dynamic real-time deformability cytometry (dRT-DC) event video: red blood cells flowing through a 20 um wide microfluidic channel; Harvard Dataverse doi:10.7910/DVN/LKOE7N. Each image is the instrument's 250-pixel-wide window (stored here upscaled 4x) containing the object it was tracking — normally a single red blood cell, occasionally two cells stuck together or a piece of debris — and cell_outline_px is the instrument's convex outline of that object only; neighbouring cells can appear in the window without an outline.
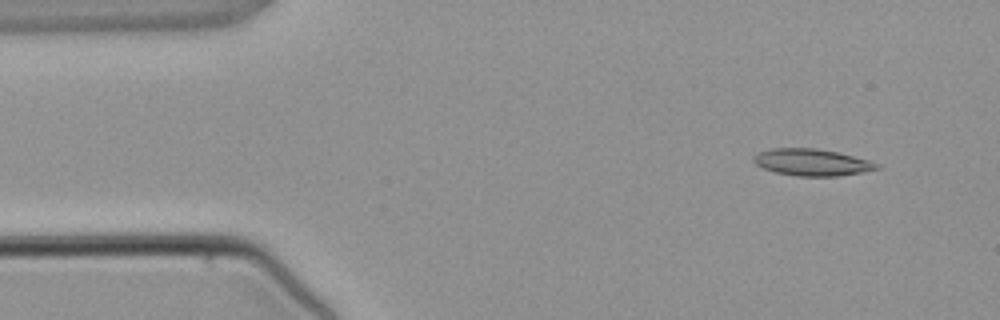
{"species": "common noctule bat (a hibernating species)", "species_latin": "Nyctalus noctula", "temperature_condition": "warm", "stored_images_in_passage": 5, "camera_frame_rate_fps": 3000, "um_per_image_px": 0.085, "animal": {"sex": "male", "body_mass_g": 21.5, "forearm_length_mm": 52.0}, "frame": {"image": 1, "passage_image": 2, "time_ms": 1.0, "image_size_px": [1000, 320], "cell_outline_px": [[880, 168], [860, 172], [836, 176], [796, 176], [776, 172], [764, 168], [756, 164], [752, 160], [760, 152], [772, 148], [816, 148], [836, 152], [872, 160], [880, 164]], "centroid_in_image_um": [69.05, 13.79], "position_along_channel_um": 15.9, "area_um2": 19.07}}